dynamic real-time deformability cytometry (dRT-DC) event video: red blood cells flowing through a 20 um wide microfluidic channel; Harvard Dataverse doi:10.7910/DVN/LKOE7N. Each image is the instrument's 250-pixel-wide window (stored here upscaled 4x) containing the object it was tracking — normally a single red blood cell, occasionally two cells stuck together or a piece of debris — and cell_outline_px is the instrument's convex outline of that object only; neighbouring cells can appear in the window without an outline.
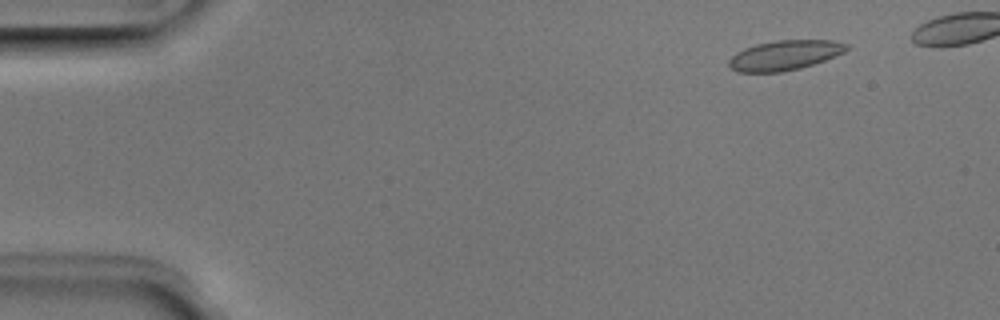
{"species": "Egyptian fruit bat (a non-hibernating species)", "species_latin": "Rousettus aegyptiacus", "temperature_condition": "room temperature", "stored_images_in_passage": 5, "camera_frame_rate_fps": 3000, "um_per_image_px": 0.085, "animal": {"sex": "male"}, "frame": {"image": 1, "passage_image": 1, "time_ms": 0.0, "image_size_px": [1000, 320], "cell_outline_px": [[848, 48], [844, 52], [824, 60], [800, 68], [780, 72], [736, 72], [728, 64], [728, 60], [736, 52], [744, 48], [756, 44], [776, 40], [832, 40], [848, 44]], "centroid_in_image_um": [66.67, 4.69], "position_along_channel_um": 18.3, "area_um2": 20.35}}